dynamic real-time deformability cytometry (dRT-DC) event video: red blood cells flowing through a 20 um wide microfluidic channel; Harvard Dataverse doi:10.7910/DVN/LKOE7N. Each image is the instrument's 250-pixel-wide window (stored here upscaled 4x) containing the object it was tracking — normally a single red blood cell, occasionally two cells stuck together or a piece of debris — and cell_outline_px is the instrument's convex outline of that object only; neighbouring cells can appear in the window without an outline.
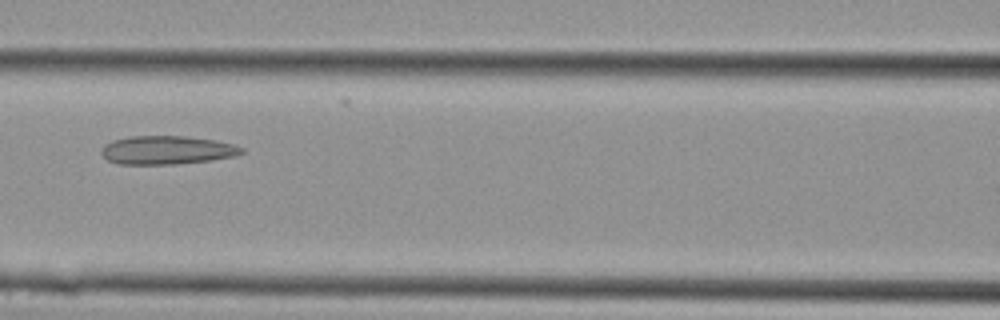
{"species": "Egyptian fruit bat (a non-hibernating species)", "species_latin": "Rousettus aegyptiacus", "temperature_condition": "cold", "stored_images_in_passage": 13, "camera_frame_rate_fps": 3000, "um_per_image_px": 0.085, "animal": {"sex": "female"}, "frame": {"image": 1, "passage_image": 10, "time_ms": 3.0, "image_size_px": [1000, 320], "cell_outline_px": [[244, 152], [236, 156], [212, 160], [176, 164], [116, 164], [108, 160], [100, 152], [104, 144], [112, 140], [128, 136], [184, 136], [216, 140], [232, 144], [244, 148]], "centroid_in_image_um": [14.18, 12.76], "position_along_channel_um": 152.4, "area_um2": 23.47}}
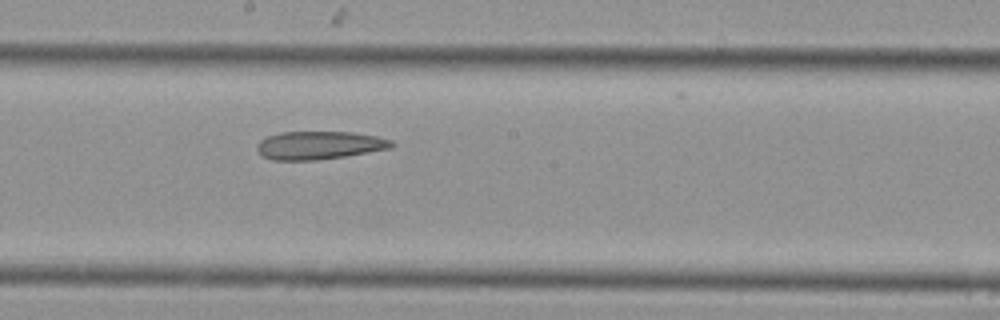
{"frame": {"image": 2, "passage_image": 13, "time_ms": 4.0, "image_size_px": [1000, 320], "cell_outline_px": [[396, 144], [392, 148], [344, 156], [316, 160], [272, 160], [264, 156], [256, 148], [256, 144], [260, 140], [268, 136], [280, 132], [352, 132], [376, 136], [392, 140]], "centroid_in_image_um": [27.15, 12.34], "position_along_channel_um": 221.1, "area_um2": 22.02}}